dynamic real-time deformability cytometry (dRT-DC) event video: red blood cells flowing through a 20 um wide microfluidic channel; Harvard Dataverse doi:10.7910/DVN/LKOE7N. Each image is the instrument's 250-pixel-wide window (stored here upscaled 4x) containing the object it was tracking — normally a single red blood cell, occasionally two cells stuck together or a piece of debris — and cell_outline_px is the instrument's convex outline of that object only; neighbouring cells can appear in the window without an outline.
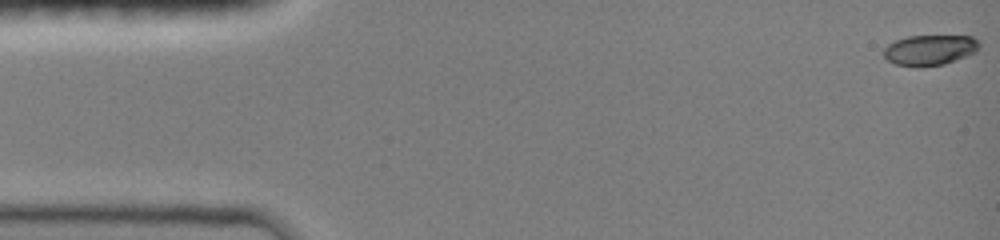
{"species": "common noctule bat (a hibernating species)", "species_latin": "Nyctalus noctula", "temperature_condition": "room temperature", "stored_images_in_passage": 16, "camera_frame_rate_fps": 3000, "um_per_image_px": 0.085, "animal": {"sex": "female", "body_mass_g": 19.0, "forearm_length_mm": 51.5}, "frame": {"image": 1, "passage_image": 1, "time_ms": 0.0, "image_size_px": [1000, 240], "cell_outline_px": [[980, 44], [976, 52], [944, 64], [920, 68], [916, 68], [896, 64], [888, 60], [884, 56], [884, 48], [888, 44], [896, 40], [908, 36], [972, 36]], "centroid_in_image_um": [79.01, 4.26], "position_along_channel_um": 6.0, "area_um2": 16.99}}
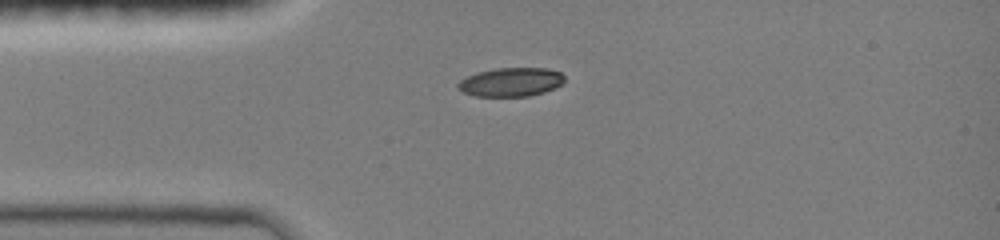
{"frame": {"image": 2, "passage_image": 12, "time_ms": 3.667, "image_size_px": [1000, 240], "cell_outline_px": [[564, 80], [560, 84], [544, 92], [528, 96], [476, 96], [464, 92], [456, 88], [456, 84], [460, 80], [476, 72], [496, 68], [544, 68], [560, 72], [564, 76]], "centroid_in_image_um": [43.38, 6.97], "position_along_channel_um": 41.6, "area_um2": 17.74}}
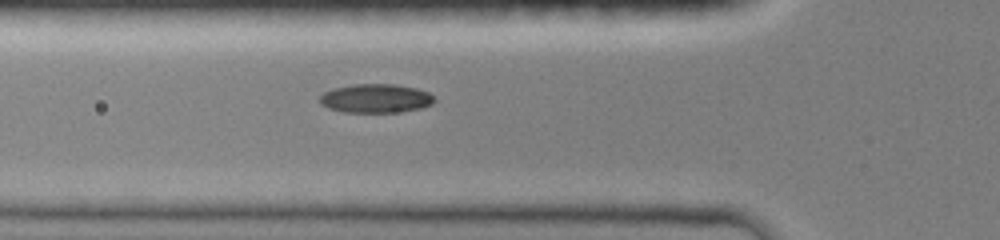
{"frame": {"image": 3, "passage_image": 16, "time_ms": 5.0, "image_size_px": [1000, 240], "cell_outline_px": [[436, 100], [432, 104], [420, 108], [400, 112], [344, 112], [328, 108], [320, 104], [320, 96], [324, 92], [332, 88], [356, 84], [396, 84], [416, 88], [428, 92]], "centroid_in_image_um": [31.93, 8.36], "position_along_channel_um": 93.9, "area_um2": 19.31}}